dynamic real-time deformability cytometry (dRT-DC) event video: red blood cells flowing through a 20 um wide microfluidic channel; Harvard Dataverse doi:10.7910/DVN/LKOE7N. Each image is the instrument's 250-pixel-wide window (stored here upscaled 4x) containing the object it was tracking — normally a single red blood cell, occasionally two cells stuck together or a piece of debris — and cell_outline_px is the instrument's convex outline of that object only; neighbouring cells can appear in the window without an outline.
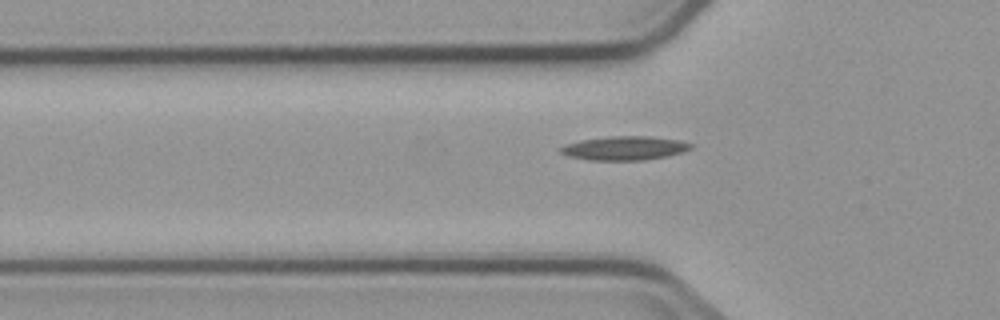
{"species": "common noctule bat (a hibernating species)", "species_latin": "Nyctalus noctula", "temperature_condition": "cold", "stored_images_in_passage": 4, "segment_of_instrument_passage": [2, 2], "camera_frame_rate_fps": 3000, "um_per_image_px": 0.085, "animal": {"sex": "male", "body_mass_g": 23.1, "forearm_length_mm": 52.7}, "frame": {"image": 1, "passage_image": 4, "time_ms": 5.0, "image_size_px": [1000, 320], "cell_outline_px": [[692, 148], [684, 152], [668, 156], [644, 160], [588, 160], [568, 156], [560, 152], [560, 148], [564, 144], [580, 140], [612, 136], [652, 136], [680, 140], [692, 144]], "centroid_in_image_um": [53.1, 12.59], "position_along_channel_um": 72.7, "area_um2": 18.26}}